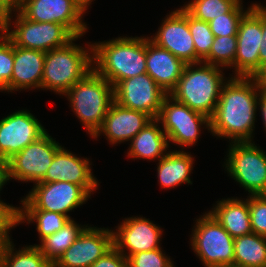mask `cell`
<instances>
[{
    "label": "cell",
    "instance_id": "cell-1",
    "mask_svg": "<svg viewBox=\"0 0 266 267\" xmlns=\"http://www.w3.org/2000/svg\"><path fill=\"white\" fill-rule=\"evenodd\" d=\"M260 87L252 78L232 77L221 88L210 119L213 136L233 142H252ZM252 138V139H251Z\"/></svg>",
    "mask_w": 266,
    "mask_h": 267
},
{
    "label": "cell",
    "instance_id": "cell-2",
    "mask_svg": "<svg viewBox=\"0 0 266 267\" xmlns=\"http://www.w3.org/2000/svg\"><path fill=\"white\" fill-rule=\"evenodd\" d=\"M93 70L113 87L146 73V37H117L92 43Z\"/></svg>",
    "mask_w": 266,
    "mask_h": 267
},
{
    "label": "cell",
    "instance_id": "cell-3",
    "mask_svg": "<svg viewBox=\"0 0 266 267\" xmlns=\"http://www.w3.org/2000/svg\"><path fill=\"white\" fill-rule=\"evenodd\" d=\"M221 68L203 62L186 64L177 86L169 95L211 119L222 85L227 81Z\"/></svg>",
    "mask_w": 266,
    "mask_h": 267
},
{
    "label": "cell",
    "instance_id": "cell-4",
    "mask_svg": "<svg viewBox=\"0 0 266 267\" xmlns=\"http://www.w3.org/2000/svg\"><path fill=\"white\" fill-rule=\"evenodd\" d=\"M78 38L80 36L63 47L46 52L41 80L42 90H51L63 96L93 70L92 44L83 48L74 43Z\"/></svg>",
    "mask_w": 266,
    "mask_h": 267
},
{
    "label": "cell",
    "instance_id": "cell-5",
    "mask_svg": "<svg viewBox=\"0 0 266 267\" xmlns=\"http://www.w3.org/2000/svg\"><path fill=\"white\" fill-rule=\"evenodd\" d=\"M64 95L91 137L100 129L115 101L114 87L94 70L75 83Z\"/></svg>",
    "mask_w": 266,
    "mask_h": 267
},
{
    "label": "cell",
    "instance_id": "cell-6",
    "mask_svg": "<svg viewBox=\"0 0 266 267\" xmlns=\"http://www.w3.org/2000/svg\"><path fill=\"white\" fill-rule=\"evenodd\" d=\"M196 221L190 245L204 267H233L234 238L209 212Z\"/></svg>",
    "mask_w": 266,
    "mask_h": 267
},
{
    "label": "cell",
    "instance_id": "cell-7",
    "mask_svg": "<svg viewBox=\"0 0 266 267\" xmlns=\"http://www.w3.org/2000/svg\"><path fill=\"white\" fill-rule=\"evenodd\" d=\"M225 169L248 195L266 194V153L252 142L230 143Z\"/></svg>",
    "mask_w": 266,
    "mask_h": 267
},
{
    "label": "cell",
    "instance_id": "cell-8",
    "mask_svg": "<svg viewBox=\"0 0 266 267\" xmlns=\"http://www.w3.org/2000/svg\"><path fill=\"white\" fill-rule=\"evenodd\" d=\"M15 14L14 23L11 21L13 16L6 17L4 29L15 46L46 53L67 45L75 38L64 25L30 21L19 11ZM11 23L14 24L13 30L10 27Z\"/></svg>",
    "mask_w": 266,
    "mask_h": 267
},
{
    "label": "cell",
    "instance_id": "cell-9",
    "mask_svg": "<svg viewBox=\"0 0 266 267\" xmlns=\"http://www.w3.org/2000/svg\"><path fill=\"white\" fill-rule=\"evenodd\" d=\"M90 195L79 185L67 182H37L26 197L21 199L19 210H46L68 216L82 206Z\"/></svg>",
    "mask_w": 266,
    "mask_h": 267
},
{
    "label": "cell",
    "instance_id": "cell-10",
    "mask_svg": "<svg viewBox=\"0 0 266 267\" xmlns=\"http://www.w3.org/2000/svg\"><path fill=\"white\" fill-rule=\"evenodd\" d=\"M157 120L166 133L168 142L181 147L193 146L200 137L201 126L210 131V118L190 109L187 105L167 95Z\"/></svg>",
    "mask_w": 266,
    "mask_h": 267
},
{
    "label": "cell",
    "instance_id": "cell-11",
    "mask_svg": "<svg viewBox=\"0 0 266 267\" xmlns=\"http://www.w3.org/2000/svg\"><path fill=\"white\" fill-rule=\"evenodd\" d=\"M262 37V5L255 3L239 23L233 77L252 78L259 70Z\"/></svg>",
    "mask_w": 266,
    "mask_h": 267
},
{
    "label": "cell",
    "instance_id": "cell-12",
    "mask_svg": "<svg viewBox=\"0 0 266 267\" xmlns=\"http://www.w3.org/2000/svg\"><path fill=\"white\" fill-rule=\"evenodd\" d=\"M47 132L8 159L9 179L40 182L61 147Z\"/></svg>",
    "mask_w": 266,
    "mask_h": 267
},
{
    "label": "cell",
    "instance_id": "cell-13",
    "mask_svg": "<svg viewBox=\"0 0 266 267\" xmlns=\"http://www.w3.org/2000/svg\"><path fill=\"white\" fill-rule=\"evenodd\" d=\"M18 11L30 21L64 25L75 37L84 36L88 28L74 0H20Z\"/></svg>",
    "mask_w": 266,
    "mask_h": 267
},
{
    "label": "cell",
    "instance_id": "cell-14",
    "mask_svg": "<svg viewBox=\"0 0 266 267\" xmlns=\"http://www.w3.org/2000/svg\"><path fill=\"white\" fill-rule=\"evenodd\" d=\"M167 95L147 73L122 80L114 87L115 102L125 108L144 112L152 119L159 116Z\"/></svg>",
    "mask_w": 266,
    "mask_h": 267
},
{
    "label": "cell",
    "instance_id": "cell-15",
    "mask_svg": "<svg viewBox=\"0 0 266 267\" xmlns=\"http://www.w3.org/2000/svg\"><path fill=\"white\" fill-rule=\"evenodd\" d=\"M162 22L157 33L149 39L168 50L185 64L201 63L202 61L196 55L194 41L188 26V12L181 7L171 11Z\"/></svg>",
    "mask_w": 266,
    "mask_h": 267
},
{
    "label": "cell",
    "instance_id": "cell-16",
    "mask_svg": "<svg viewBox=\"0 0 266 267\" xmlns=\"http://www.w3.org/2000/svg\"><path fill=\"white\" fill-rule=\"evenodd\" d=\"M29 110H19L0 120V156L8 160L46 133Z\"/></svg>",
    "mask_w": 266,
    "mask_h": 267
},
{
    "label": "cell",
    "instance_id": "cell-17",
    "mask_svg": "<svg viewBox=\"0 0 266 267\" xmlns=\"http://www.w3.org/2000/svg\"><path fill=\"white\" fill-rule=\"evenodd\" d=\"M113 246V230L87 226L53 267H90Z\"/></svg>",
    "mask_w": 266,
    "mask_h": 267
},
{
    "label": "cell",
    "instance_id": "cell-18",
    "mask_svg": "<svg viewBox=\"0 0 266 267\" xmlns=\"http://www.w3.org/2000/svg\"><path fill=\"white\" fill-rule=\"evenodd\" d=\"M117 227L113 244L127 259L138 252L161 248L163 230L145 217L125 218Z\"/></svg>",
    "mask_w": 266,
    "mask_h": 267
},
{
    "label": "cell",
    "instance_id": "cell-19",
    "mask_svg": "<svg viewBox=\"0 0 266 267\" xmlns=\"http://www.w3.org/2000/svg\"><path fill=\"white\" fill-rule=\"evenodd\" d=\"M90 165L87 158L77 157L61 146L40 182L67 181L81 186L91 196L92 192L97 190L99 183Z\"/></svg>",
    "mask_w": 266,
    "mask_h": 267
},
{
    "label": "cell",
    "instance_id": "cell-20",
    "mask_svg": "<svg viewBox=\"0 0 266 267\" xmlns=\"http://www.w3.org/2000/svg\"><path fill=\"white\" fill-rule=\"evenodd\" d=\"M153 119L146 113L128 109L113 102L100 129L92 138L104 134L110 144L131 141Z\"/></svg>",
    "mask_w": 266,
    "mask_h": 267
},
{
    "label": "cell",
    "instance_id": "cell-21",
    "mask_svg": "<svg viewBox=\"0 0 266 267\" xmlns=\"http://www.w3.org/2000/svg\"><path fill=\"white\" fill-rule=\"evenodd\" d=\"M185 63L146 37V73L168 95L175 89Z\"/></svg>",
    "mask_w": 266,
    "mask_h": 267
},
{
    "label": "cell",
    "instance_id": "cell-22",
    "mask_svg": "<svg viewBox=\"0 0 266 267\" xmlns=\"http://www.w3.org/2000/svg\"><path fill=\"white\" fill-rule=\"evenodd\" d=\"M45 52L14 45V65L9 92L25 89H41Z\"/></svg>",
    "mask_w": 266,
    "mask_h": 267
},
{
    "label": "cell",
    "instance_id": "cell-23",
    "mask_svg": "<svg viewBox=\"0 0 266 267\" xmlns=\"http://www.w3.org/2000/svg\"><path fill=\"white\" fill-rule=\"evenodd\" d=\"M208 212L234 239L252 233L248 198L222 199Z\"/></svg>",
    "mask_w": 266,
    "mask_h": 267
},
{
    "label": "cell",
    "instance_id": "cell-24",
    "mask_svg": "<svg viewBox=\"0 0 266 267\" xmlns=\"http://www.w3.org/2000/svg\"><path fill=\"white\" fill-rule=\"evenodd\" d=\"M160 122L153 119L130 141L128 156L132 159L154 160L163 158L169 148L168 138ZM165 152V153H164Z\"/></svg>",
    "mask_w": 266,
    "mask_h": 267
},
{
    "label": "cell",
    "instance_id": "cell-25",
    "mask_svg": "<svg viewBox=\"0 0 266 267\" xmlns=\"http://www.w3.org/2000/svg\"><path fill=\"white\" fill-rule=\"evenodd\" d=\"M173 150L158 159L157 174L161 187L175 188L183 183L192 184L190 174L194 158L188 152Z\"/></svg>",
    "mask_w": 266,
    "mask_h": 267
},
{
    "label": "cell",
    "instance_id": "cell-26",
    "mask_svg": "<svg viewBox=\"0 0 266 267\" xmlns=\"http://www.w3.org/2000/svg\"><path fill=\"white\" fill-rule=\"evenodd\" d=\"M233 267H266V237L250 233L235 238Z\"/></svg>",
    "mask_w": 266,
    "mask_h": 267
},
{
    "label": "cell",
    "instance_id": "cell-27",
    "mask_svg": "<svg viewBox=\"0 0 266 267\" xmlns=\"http://www.w3.org/2000/svg\"><path fill=\"white\" fill-rule=\"evenodd\" d=\"M88 225L80 226L74 219H70L59 231L43 238L40 243L34 244L44 257L54 265L63 253L74 243Z\"/></svg>",
    "mask_w": 266,
    "mask_h": 267
},
{
    "label": "cell",
    "instance_id": "cell-28",
    "mask_svg": "<svg viewBox=\"0 0 266 267\" xmlns=\"http://www.w3.org/2000/svg\"><path fill=\"white\" fill-rule=\"evenodd\" d=\"M12 242L5 244L0 267H53L36 245L25 246L17 251Z\"/></svg>",
    "mask_w": 266,
    "mask_h": 267
},
{
    "label": "cell",
    "instance_id": "cell-29",
    "mask_svg": "<svg viewBox=\"0 0 266 267\" xmlns=\"http://www.w3.org/2000/svg\"><path fill=\"white\" fill-rule=\"evenodd\" d=\"M70 218L56 212L46 210H19V224L36 223L39 240L59 231Z\"/></svg>",
    "mask_w": 266,
    "mask_h": 267
},
{
    "label": "cell",
    "instance_id": "cell-30",
    "mask_svg": "<svg viewBox=\"0 0 266 267\" xmlns=\"http://www.w3.org/2000/svg\"><path fill=\"white\" fill-rule=\"evenodd\" d=\"M241 0H191L182 6L192 17L210 22L229 13Z\"/></svg>",
    "mask_w": 266,
    "mask_h": 267
},
{
    "label": "cell",
    "instance_id": "cell-31",
    "mask_svg": "<svg viewBox=\"0 0 266 267\" xmlns=\"http://www.w3.org/2000/svg\"><path fill=\"white\" fill-rule=\"evenodd\" d=\"M237 36L215 37L209 55L203 63L230 68L237 53Z\"/></svg>",
    "mask_w": 266,
    "mask_h": 267
},
{
    "label": "cell",
    "instance_id": "cell-32",
    "mask_svg": "<svg viewBox=\"0 0 266 267\" xmlns=\"http://www.w3.org/2000/svg\"><path fill=\"white\" fill-rule=\"evenodd\" d=\"M242 0L227 14H223L209 22L210 30L214 37L237 36L238 27L243 16L255 4H251L247 10L243 9Z\"/></svg>",
    "mask_w": 266,
    "mask_h": 267
},
{
    "label": "cell",
    "instance_id": "cell-33",
    "mask_svg": "<svg viewBox=\"0 0 266 267\" xmlns=\"http://www.w3.org/2000/svg\"><path fill=\"white\" fill-rule=\"evenodd\" d=\"M188 26L194 41L197 57L203 61L210 53L214 34L210 30L208 22L192 17L188 13Z\"/></svg>",
    "mask_w": 266,
    "mask_h": 267
},
{
    "label": "cell",
    "instance_id": "cell-34",
    "mask_svg": "<svg viewBox=\"0 0 266 267\" xmlns=\"http://www.w3.org/2000/svg\"><path fill=\"white\" fill-rule=\"evenodd\" d=\"M14 65V44L5 30L0 31V91L9 92Z\"/></svg>",
    "mask_w": 266,
    "mask_h": 267
},
{
    "label": "cell",
    "instance_id": "cell-35",
    "mask_svg": "<svg viewBox=\"0 0 266 267\" xmlns=\"http://www.w3.org/2000/svg\"><path fill=\"white\" fill-rule=\"evenodd\" d=\"M248 206L252 233L266 237V194L249 195Z\"/></svg>",
    "mask_w": 266,
    "mask_h": 267
},
{
    "label": "cell",
    "instance_id": "cell-36",
    "mask_svg": "<svg viewBox=\"0 0 266 267\" xmlns=\"http://www.w3.org/2000/svg\"><path fill=\"white\" fill-rule=\"evenodd\" d=\"M162 248L138 252L128 258L129 267H175Z\"/></svg>",
    "mask_w": 266,
    "mask_h": 267
},
{
    "label": "cell",
    "instance_id": "cell-37",
    "mask_svg": "<svg viewBox=\"0 0 266 267\" xmlns=\"http://www.w3.org/2000/svg\"><path fill=\"white\" fill-rule=\"evenodd\" d=\"M19 225V207H15L0 199V237H10L9 230Z\"/></svg>",
    "mask_w": 266,
    "mask_h": 267
},
{
    "label": "cell",
    "instance_id": "cell-38",
    "mask_svg": "<svg viewBox=\"0 0 266 267\" xmlns=\"http://www.w3.org/2000/svg\"><path fill=\"white\" fill-rule=\"evenodd\" d=\"M90 267H129L128 259L113 246Z\"/></svg>",
    "mask_w": 266,
    "mask_h": 267
},
{
    "label": "cell",
    "instance_id": "cell-39",
    "mask_svg": "<svg viewBox=\"0 0 266 267\" xmlns=\"http://www.w3.org/2000/svg\"><path fill=\"white\" fill-rule=\"evenodd\" d=\"M262 44L259 51V67L266 63V7L262 6Z\"/></svg>",
    "mask_w": 266,
    "mask_h": 267
},
{
    "label": "cell",
    "instance_id": "cell-40",
    "mask_svg": "<svg viewBox=\"0 0 266 267\" xmlns=\"http://www.w3.org/2000/svg\"><path fill=\"white\" fill-rule=\"evenodd\" d=\"M20 0H0V12L5 17H11L12 11L19 10Z\"/></svg>",
    "mask_w": 266,
    "mask_h": 267
},
{
    "label": "cell",
    "instance_id": "cell-41",
    "mask_svg": "<svg viewBox=\"0 0 266 267\" xmlns=\"http://www.w3.org/2000/svg\"><path fill=\"white\" fill-rule=\"evenodd\" d=\"M252 79L262 90H266V63L259 67V70L253 75Z\"/></svg>",
    "mask_w": 266,
    "mask_h": 267
},
{
    "label": "cell",
    "instance_id": "cell-42",
    "mask_svg": "<svg viewBox=\"0 0 266 267\" xmlns=\"http://www.w3.org/2000/svg\"><path fill=\"white\" fill-rule=\"evenodd\" d=\"M9 180L8 161L0 156V191Z\"/></svg>",
    "mask_w": 266,
    "mask_h": 267
},
{
    "label": "cell",
    "instance_id": "cell-43",
    "mask_svg": "<svg viewBox=\"0 0 266 267\" xmlns=\"http://www.w3.org/2000/svg\"><path fill=\"white\" fill-rule=\"evenodd\" d=\"M258 109L261 111L260 116L262 115L263 124L266 129V90H260L258 101H257Z\"/></svg>",
    "mask_w": 266,
    "mask_h": 267
},
{
    "label": "cell",
    "instance_id": "cell-44",
    "mask_svg": "<svg viewBox=\"0 0 266 267\" xmlns=\"http://www.w3.org/2000/svg\"><path fill=\"white\" fill-rule=\"evenodd\" d=\"M93 0H74V2L80 7V9L86 13L85 11H87L88 6L91 5V2Z\"/></svg>",
    "mask_w": 266,
    "mask_h": 267
},
{
    "label": "cell",
    "instance_id": "cell-45",
    "mask_svg": "<svg viewBox=\"0 0 266 267\" xmlns=\"http://www.w3.org/2000/svg\"><path fill=\"white\" fill-rule=\"evenodd\" d=\"M10 241H12L10 237H0V258L2 257L5 244Z\"/></svg>",
    "mask_w": 266,
    "mask_h": 267
},
{
    "label": "cell",
    "instance_id": "cell-46",
    "mask_svg": "<svg viewBox=\"0 0 266 267\" xmlns=\"http://www.w3.org/2000/svg\"><path fill=\"white\" fill-rule=\"evenodd\" d=\"M6 17L0 12V31L5 29Z\"/></svg>",
    "mask_w": 266,
    "mask_h": 267
}]
</instances>
